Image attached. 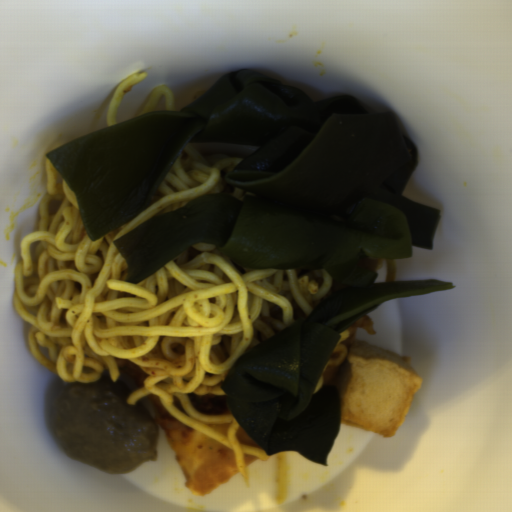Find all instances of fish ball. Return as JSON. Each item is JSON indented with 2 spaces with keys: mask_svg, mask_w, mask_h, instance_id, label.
Wrapping results in <instances>:
<instances>
[{
  "mask_svg": "<svg viewBox=\"0 0 512 512\" xmlns=\"http://www.w3.org/2000/svg\"><path fill=\"white\" fill-rule=\"evenodd\" d=\"M423 379L409 359L360 339L348 341L334 385L340 423L391 439Z\"/></svg>",
  "mask_w": 512,
  "mask_h": 512,
  "instance_id": "fish-ball-1",
  "label": "fish ball"
}]
</instances>
